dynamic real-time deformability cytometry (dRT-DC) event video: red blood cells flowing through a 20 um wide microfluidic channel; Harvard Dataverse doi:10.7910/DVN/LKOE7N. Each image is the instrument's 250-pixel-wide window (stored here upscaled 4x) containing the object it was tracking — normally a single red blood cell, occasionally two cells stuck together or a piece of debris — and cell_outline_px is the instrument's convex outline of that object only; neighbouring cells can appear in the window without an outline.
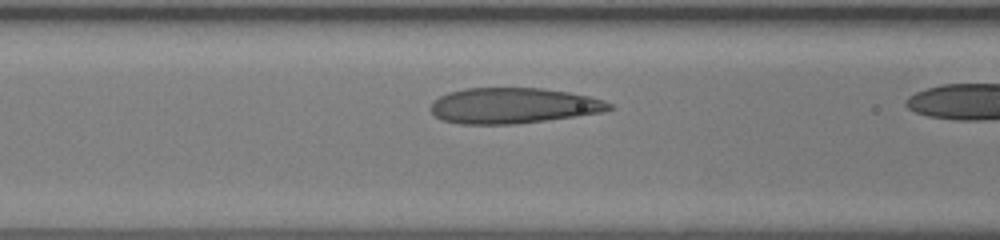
{"species": "human", "species_latin": "Homo sapiens", "temperature_condition": "room temperature", "stored_images_in_passage": 26, "camera_frame_rate_fps": 3000, "um_per_image_px": 0.085, "donor": {"sex": "female"}, "frame": {"image": 1, "passage_image": 8, "time_ms": 2.333, "image_size_px": [1000, 240], "cell_outline_px": [[616, 108], [604, 112], [576, 116], [516, 124], [460, 124], [440, 120], [432, 112], [432, 104], [440, 96], [448, 92], [464, 88], [540, 88], [568, 92], [588, 96], [604, 100], [612, 104]], "centroid_in_image_um": [43.65, 8.98], "position_along_channel_um": 122.9, "area_um2": 37.11}}
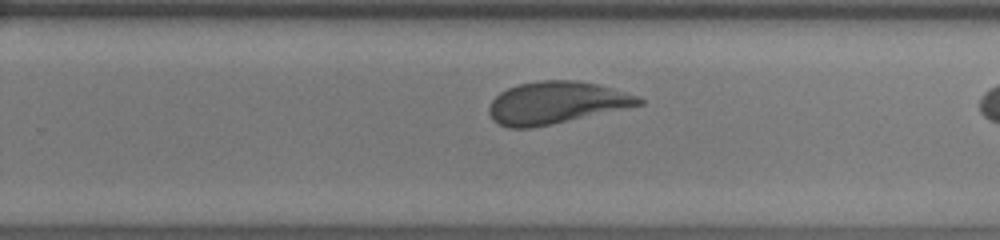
{"frame": {"image": 2, "passage_image": 19, "time_ms": 6.0, "image_size_px": [1000, 240], "cell_outline_px": [[644, 104], [552, 124], [532, 128], [508, 128], [496, 124], [492, 120], [488, 112], [488, 108], [492, 100], [500, 92], [508, 88], [520, 84], [540, 80], [572, 80], [600, 84], [640, 96], [644, 100]], "centroid_in_image_um": [47.26, 8.73], "position_along_channel_um": 282.5, "area_um2": 36.99}}
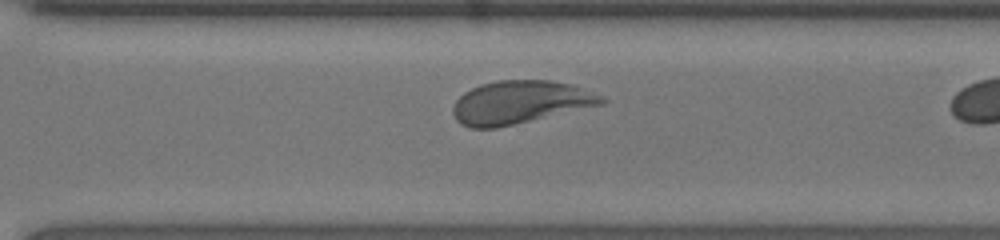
{"frame": {"image": 3, "passage_image": 22, "time_ms": 7.0, "image_size_px": [1000, 240], "cell_outline_px": [[608, 100], [604, 104], [496, 128], [468, 128], [460, 124], [456, 120], [452, 112], [452, 108], [456, 100], [464, 92], [480, 84], [496, 80], [548, 80], [572, 84], [600, 96]], "centroid_in_image_um": [44.16, 8.69], "position_along_channel_um": 326.4, "area_um2": 37.17}}